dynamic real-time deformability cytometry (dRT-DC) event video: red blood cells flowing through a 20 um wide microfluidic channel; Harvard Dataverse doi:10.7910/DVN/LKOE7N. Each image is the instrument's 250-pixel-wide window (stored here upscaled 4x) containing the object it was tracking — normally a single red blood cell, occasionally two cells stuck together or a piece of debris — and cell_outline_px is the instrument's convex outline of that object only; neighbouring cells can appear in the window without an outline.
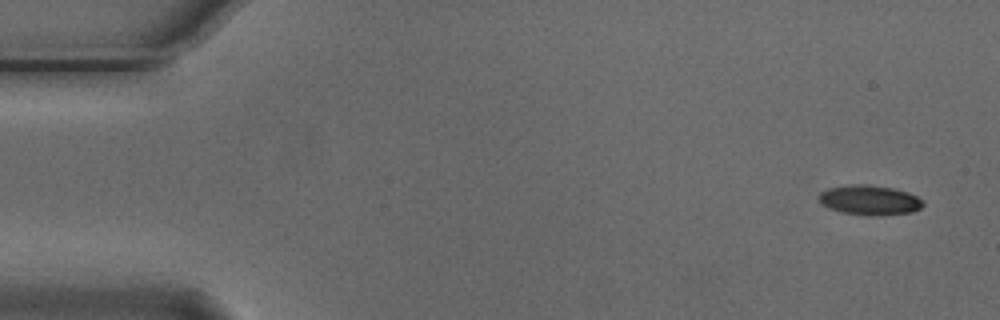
{"species": "Egyptian fruit bat (a non-hibernating species)", "species_latin": "Rousettus aegyptiacus", "temperature_condition": "cold", "stored_images_in_passage": 9, "camera_frame_rate_fps": 3000, "um_per_image_px": 0.085, "animal": {"sex": "male"}, "frame": {"image": 1, "passage_image": 1, "time_ms": 0.0, "image_size_px": [1000, 320], "cell_outline_px": [[924, 204], [920, 208], [912, 212], [872, 216], [840, 212], [828, 208], [820, 200], [820, 192], [828, 188], [852, 184], [868, 184], [892, 188], [908, 192], [924, 200]], "centroid_in_image_um": [73.94, 17.0], "position_along_channel_um": 11.1, "area_um2": 18.03}}
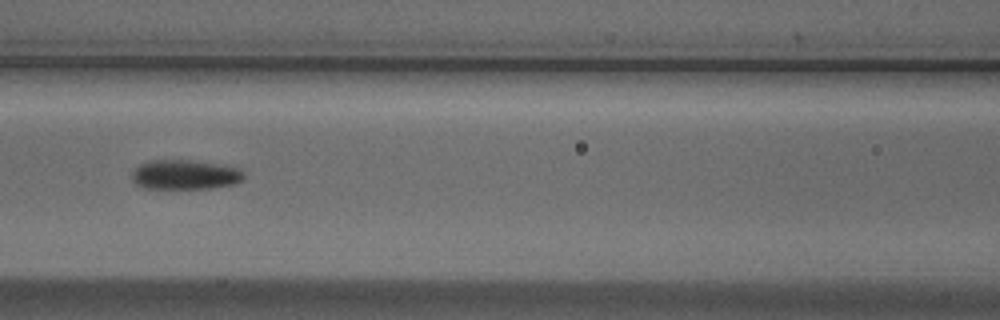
{"frame": {"image": 2, "passage_image": 7, "time_ms": 2.0, "image_size_px": [1000, 320], "cell_outline_px": [[244, 176], [236, 184], [212, 188], [144, 188], [136, 184], [132, 180], [132, 172], [140, 164], [148, 160], [192, 160], [240, 168], [244, 172]], "centroid_in_image_um": [15.72, 14.84], "position_along_channel_um": 150.9, "area_um2": 19.31}}
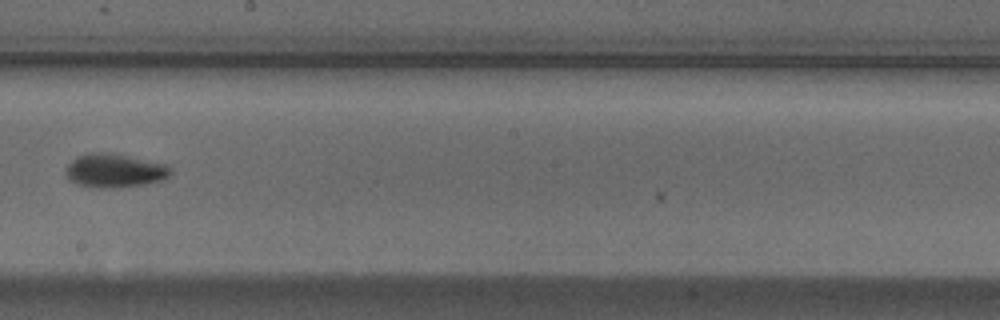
{"frame": {"image": 3, "passage_image": 9, "time_ms": 2.667, "image_size_px": [1000, 320], "cell_outline_px": [[172, 172], [164, 180], [144, 184], [120, 188], [96, 188], [76, 184], [68, 180], [64, 176], [64, 172], [68, 164], [76, 156], [88, 152], [108, 152], [164, 164], [172, 168]], "centroid_in_image_um": [9.68, 14.52], "position_along_channel_um": 238.5, "area_um2": 20.92}}